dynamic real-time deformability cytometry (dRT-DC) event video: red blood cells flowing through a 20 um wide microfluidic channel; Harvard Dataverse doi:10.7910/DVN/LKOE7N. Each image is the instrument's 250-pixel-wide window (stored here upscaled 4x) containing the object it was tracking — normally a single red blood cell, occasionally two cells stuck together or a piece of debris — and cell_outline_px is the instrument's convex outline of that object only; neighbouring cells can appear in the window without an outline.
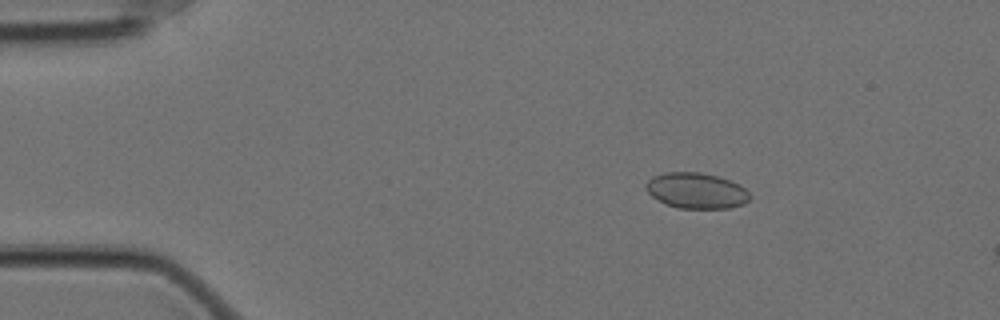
{"species": "Egyptian fruit bat (a non-hibernating species)", "species_latin": "Rousettus aegyptiacus", "temperature_condition": "cold", "stored_images_in_passage": 12, "camera_frame_rate_fps": 3000, "um_per_image_px": 0.085, "animal": {"sex": "female"}, "frame": {"image": 1, "passage_image": 10, "time_ms": 3.0, "image_size_px": [1000, 320], "cell_outline_px": [[752, 196], [744, 204], [728, 208], [676, 208], [652, 196], [644, 188], [644, 184], [652, 176], [664, 172], [700, 172], [716, 176], [740, 184]], "centroid_in_image_um": [59.18, 16.2], "position_along_channel_um": 25.8, "area_um2": 21.62}}